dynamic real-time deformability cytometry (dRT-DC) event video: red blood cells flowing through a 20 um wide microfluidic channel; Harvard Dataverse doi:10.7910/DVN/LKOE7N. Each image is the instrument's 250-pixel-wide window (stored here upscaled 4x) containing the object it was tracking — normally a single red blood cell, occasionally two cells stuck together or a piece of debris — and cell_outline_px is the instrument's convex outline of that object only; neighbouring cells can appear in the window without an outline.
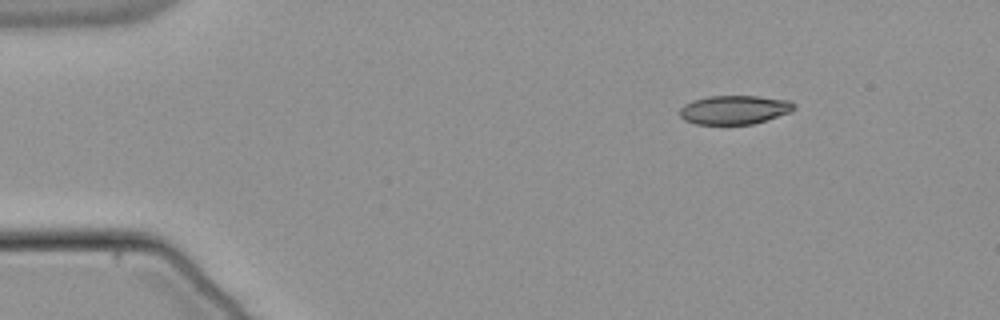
{"species": "common noctule bat (a hibernating species)", "species_latin": "Nyctalus noctula", "temperature_condition": "warm", "stored_images_in_passage": 47, "camera_frame_rate_fps": 3000, "um_per_image_px": 0.085, "animal": {"sex": "male", "body_mass_g": 21.5, "forearm_length_mm": 52.0}, "frame": {"image": 1, "passage_image": 1, "time_ms": 0.0, "image_size_px": [1000, 320], "cell_outline_px": [[796, 108], [792, 112], [752, 124], [696, 124], [684, 120], [680, 116], [680, 108], [684, 104], [692, 100], [708, 96], [756, 96], [788, 100], [796, 104]], "centroid_in_image_um": [62.43, 9.33], "position_along_channel_um": 22.6, "area_um2": 19.31}}
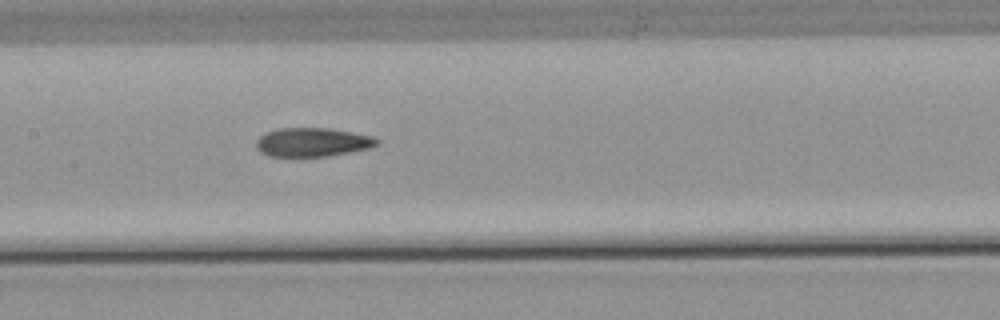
{"frame": {"image": 2, "passage_image": 20, "time_ms": 6.333, "image_size_px": [1000, 320], "cell_outline_px": [[380, 144], [372, 148], [328, 156], [268, 156], [260, 152], [256, 148], [256, 140], [264, 132], [276, 128], [328, 128], [352, 132], [372, 136], [380, 140]], "centroid_in_image_um": [26.56, 12.08], "position_along_channel_um": 180.8, "area_um2": 20.52}}
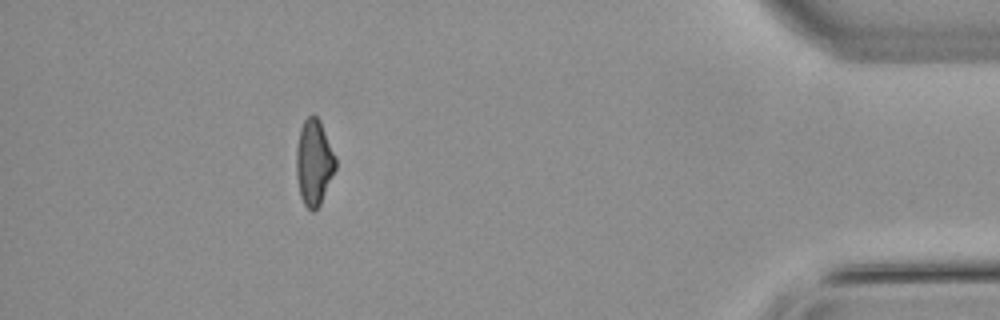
{"frame": {"image": 3, "passage_image": 42, "time_ms": 13.667, "image_size_px": [1000, 320], "cell_outline_px": [[336, 168], [320, 204], [312, 212], [304, 204], [300, 196], [296, 176], [296, 148], [300, 128], [304, 120], [312, 112], [320, 120], [336, 156]], "centroid_in_image_um": [26.68, 13.77], "position_along_channel_um": 408.5, "area_um2": 19.77}, "authors_computed_cell_mechanics": {"area_um2": 20.2878, "velocity_mm_per_s": 3.8338, "shape_relaxation_time_tau1_ms": null, "shape_relaxation_time_tau2_ms": 2.874, "deformation_change_tau1": null, "deformation_change_tau2": 0.106}}